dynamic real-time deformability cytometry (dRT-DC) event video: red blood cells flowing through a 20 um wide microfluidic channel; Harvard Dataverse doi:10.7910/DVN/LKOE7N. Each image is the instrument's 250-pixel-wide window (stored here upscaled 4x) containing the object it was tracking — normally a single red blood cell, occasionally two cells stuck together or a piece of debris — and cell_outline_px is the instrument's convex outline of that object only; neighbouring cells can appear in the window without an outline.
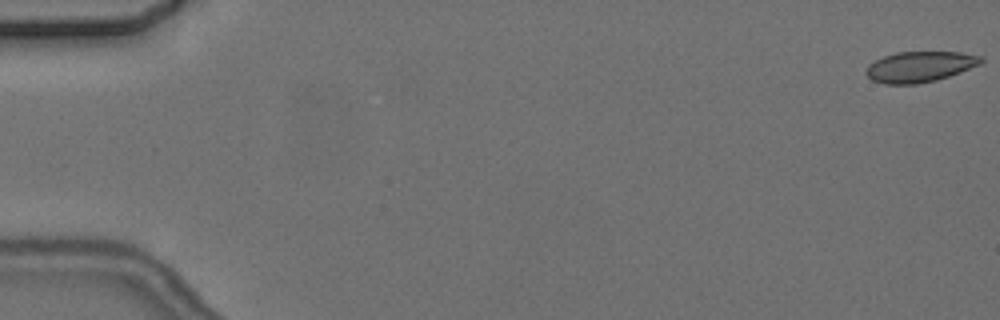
{"species": "common noctule bat (a hibernating species)", "species_latin": "Nyctalus noctula", "temperature_condition": "cold", "stored_images_in_passage": 7, "camera_frame_rate_fps": 3000, "um_per_image_px": 0.085, "animal": {"sex": "female", "body_mass_g": 24.6, "forearm_length_mm": 56.2}, "frame": {"image": 1, "passage_image": 1, "time_ms": 0.0, "image_size_px": [1000, 320], "cell_outline_px": [[984, 60], [980, 64], [960, 72], [936, 80], [916, 84], [884, 84], [872, 80], [864, 72], [868, 64], [884, 56], [896, 52], [960, 52], [984, 56]], "centroid_in_image_um": [78.18, 5.67], "position_along_channel_um": 6.8, "area_um2": 20.58}}
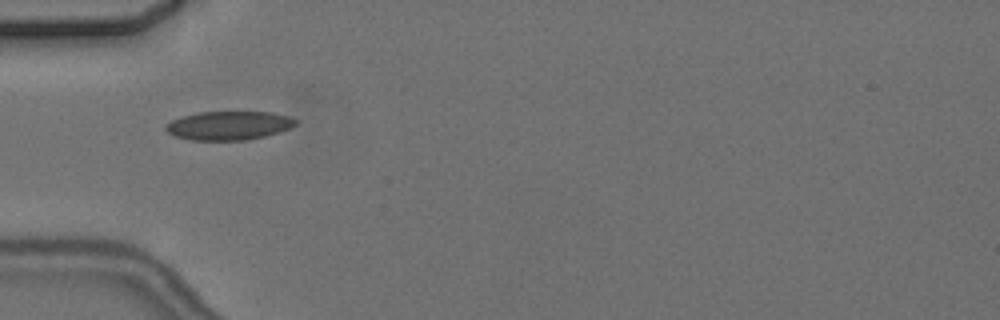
{"frame": {"image": 2, "passage_image": 6, "time_ms": 6.0, "image_size_px": [1000, 320], "cell_outline_px": [[296, 124], [292, 128], [280, 132], [248, 140], [192, 140], [176, 136], [168, 132], [164, 128], [164, 124], [172, 120], [196, 112], [272, 112], [292, 116], [296, 120]], "centroid_in_image_um": [19.48, 10.66], "position_along_channel_um": 65.5, "area_um2": 21.91}}
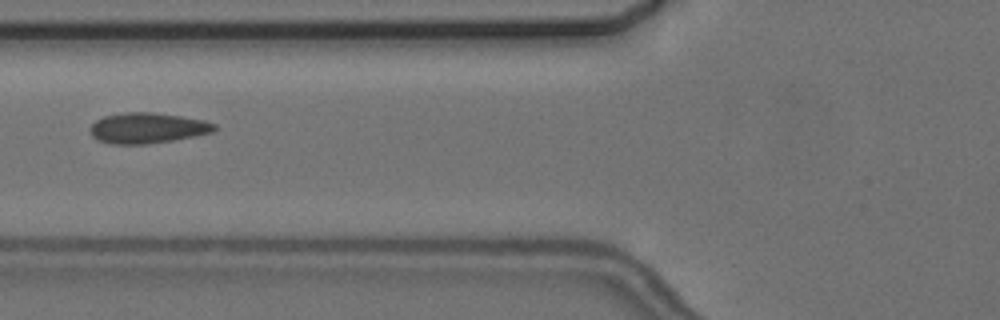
{"frame": {"image": 3, "passage_image": 7, "time_ms": 7.333, "image_size_px": [1000, 320], "cell_outline_px": [[216, 128], [212, 132], [172, 140], [144, 144], [112, 144], [96, 140], [92, 136], [92, 124], [96, 120], [104, 116], [124, 112], [152, 112], [180, 116], [204, 120], [216, 124]], "centroid_in_image_um": [12.51, 10.87], "position_along_channel_um": 113.3, "area_um2": 21.91}}